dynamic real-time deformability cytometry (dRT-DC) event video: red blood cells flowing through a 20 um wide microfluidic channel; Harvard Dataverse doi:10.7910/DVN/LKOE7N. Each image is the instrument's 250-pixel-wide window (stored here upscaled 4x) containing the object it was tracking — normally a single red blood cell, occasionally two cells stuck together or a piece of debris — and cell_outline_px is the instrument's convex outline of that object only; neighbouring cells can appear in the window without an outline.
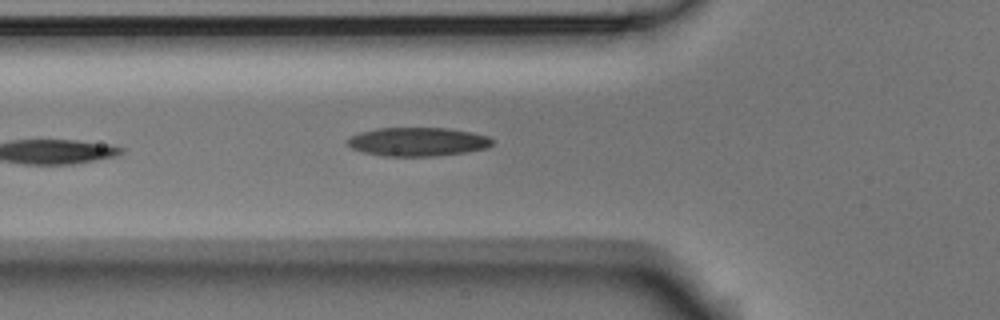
{"species": "Egyptian fruit bat (a non-hibernating species)", "species_latin": "Rousettus aegyptiacus", "temperature_condition": "room temperature", "stored_images_in_passage": 6, "camera_frame_rate_fps": 3000, "um_per_image_px": 0.085, "animal": {"sex": "male"}, "frame": {"image": 1, "passage_image": 6, "time_ms": 1.667, "image_size_px": [1000, 320], "cell_outline_px": [[492, 144], [488, 148], [464, 152], [436, 156], [384, 156], [364, 152], [352, 148], [348, 144], [348, 140], [352, 136], [360, 132], [376, 128], [448, 128], [472, 132], [488, 136], [492, 140]], "centroid_in_image_um": [35.53, 12.04], "position_along_channel_um": 90.3, "area_um2": 24.1}}